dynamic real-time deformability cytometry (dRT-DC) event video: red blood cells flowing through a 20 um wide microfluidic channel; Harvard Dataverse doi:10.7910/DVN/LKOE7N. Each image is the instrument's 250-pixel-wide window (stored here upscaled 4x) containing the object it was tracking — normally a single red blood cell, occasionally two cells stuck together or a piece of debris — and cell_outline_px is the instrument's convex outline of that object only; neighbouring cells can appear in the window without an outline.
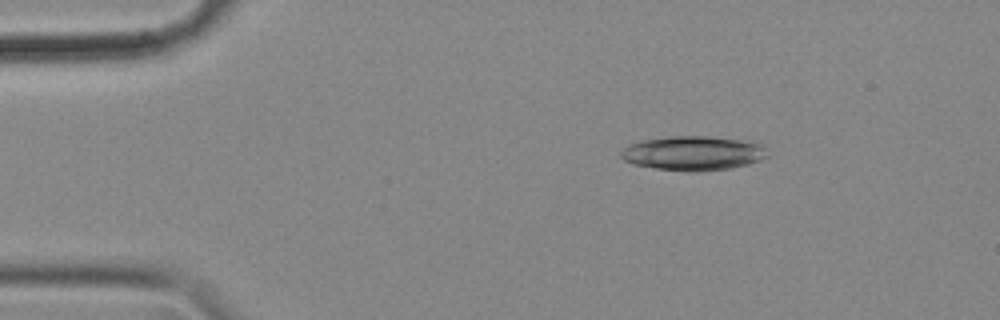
{"species": "common noctule bat (a hibernating species)", "species_latin": "Nyctalus noctula", "temperature_condition": "cold", "stored_images_in_passage": 51, "camera_frame_rate_fps": 3000, "um_per_image_px": 0.085, "animal": {"sex": "female", "body_mass_g": 18.4}, "frame": {"image": 1, "passage_image": 4, "time_ms": 1.0, "image_size_px": [1000, 320], "cell_outline_px": [[768, 156], [760, 160], [748, 164], [728, 168], [656, 168], [636, 164], [624, 160], [620, 156], [620, 152], [628, 144], [644, 140], [672, 136], [708, 136], [736, 140], [760, 144], [764, 148]], "centroid_in_image_um": [58.89, 12.97], "position_along_channel_um": 26.1, "area_um2": 27.74}}
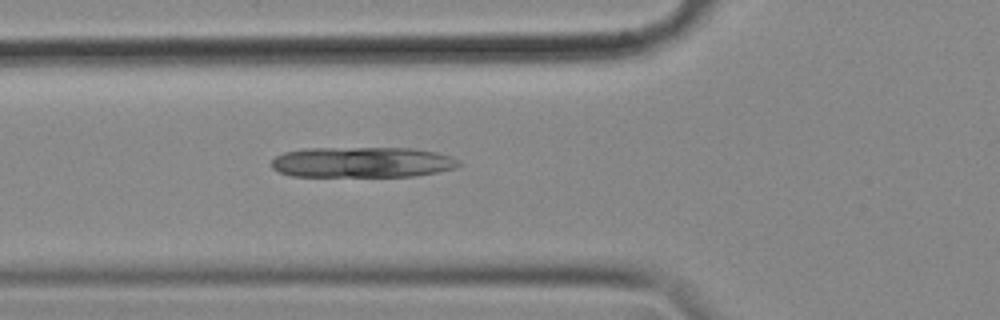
{"frame": {"image": 2, "passage_image": 15, "time_ms": 4.667, "image_size_px": [1000, 320], "cell_outline_px": [[460, 164], [452, 168], [440, 172], [416, 176], [292, 176], [280, 172], [272, 168], [272, 160], [276, 156], [284, 152], [304, 148], [412, 148], [436, 152], [452, 156], [460, 160]], "centroid_in_image_um": [30.8, 13.79], "position_along_channel_um": 95.0, "area_um2": 33.52}}
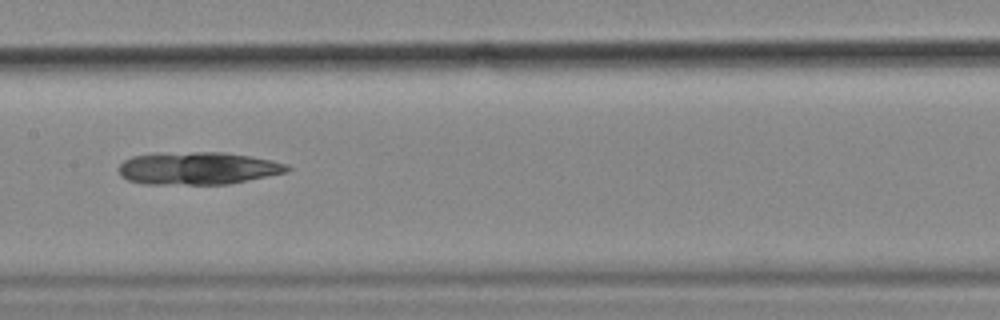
{"frame": {"image": 3, "passage_image": 23, "time_ms": 7.333, "image_size_px": [1000, 320], "cell_outline_px": [[292, 168], [288, 172], [228, 184], [144, 184], [128, 180], [120, 172], [120, 164], [124, 160], [132, 156], [160, 152], [224, 152], [272, 160], [288, 164]], "centroid_in_image_um": [16.84, 14.29], "position_along_channel_um": 190.6, "area_um2": 32.08}}